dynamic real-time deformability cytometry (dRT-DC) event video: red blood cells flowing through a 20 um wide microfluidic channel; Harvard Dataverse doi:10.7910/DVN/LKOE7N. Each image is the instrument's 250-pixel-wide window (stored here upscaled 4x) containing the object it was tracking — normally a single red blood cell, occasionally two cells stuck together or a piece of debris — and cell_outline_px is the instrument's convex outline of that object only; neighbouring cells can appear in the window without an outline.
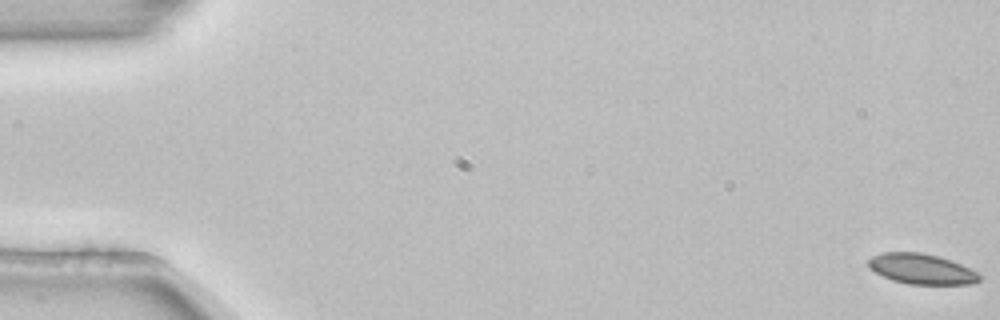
{"species": "common noctule bat (a hibernating species)", "species_latin": "Nyctalus noctula", "temperature_condition": "room temperature", "stored_images_in_passage": 5, "camera_frame_rate_fps": 3000, "um_per_image_px": 0.085, "animal": {"sex": "female", "body_mass_g": 22.7, "forearm_length_mm": 54.2}, "frame": {"image": 1, "passage_image": 1, "time_ms": 0.0, "image_size_px": [1000, 320], "cell_outline_px": [[980, 280], [972, 284], [908, 284], [892, 280], [868, 268], [868, 260], [872, 256], [880, 252], [924, 252], [940, 256], [960, 264], [976, 272], [980, 276]], "centroid_in_image_um": [78.3, 22.85], "position_along_channel_um": 6.7, "area_um2": 19.65}}
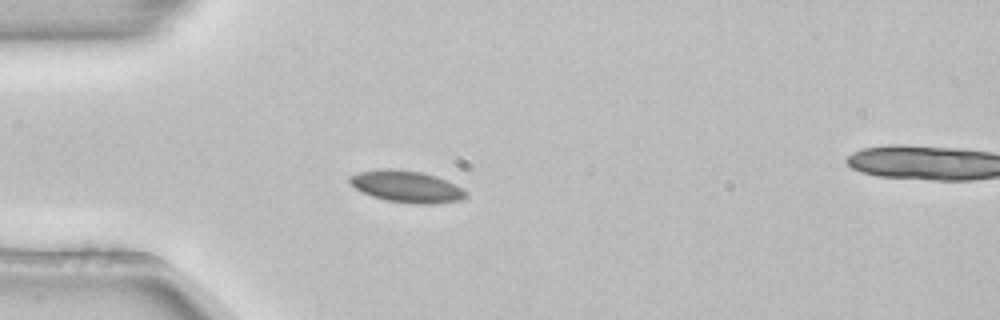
{"frame": {"image": 2, "passage_image": 4, "time_ms": 1.0, "image_size_px": [1000, 320], "cell_outline_px": [[468, 196], [464, 200], [432, 204], [412, 204], [384, 200], [360, 192], [348, 180], [348, 176], [360, 172], [384, 168], [388, 168], [420, 172], [436, 176], [456, 184], [464, 188], [468, 192]], "centroid_in_image_um": [34.61, 15.87], "position_along_channel_um": 50.4, "area_um2": 21.79}}